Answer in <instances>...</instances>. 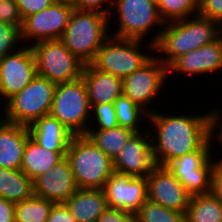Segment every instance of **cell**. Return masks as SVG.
I'll return each instance as SVG.
<instances>
[{"mask_svg":"<svg viewBox=\"0 0 222 222\" xmlns=\"http://www.w3.org/2000/svg\"><path fill=\"white\" fill-rule=\"evenodd\" d=\"M211 193L222 203V158L214 165L211 178Z\"/></svg>","mask_w":222,"mask_h":222,"instance_id":"74e56055","label":"cell"},{"mask_svg":"<svg viewBox=\"0 0 222 222\" xmlns=\"http://www.w3.org/2000/svg\"><path fill=\"white\" fill-rule=\"evenodd\" d=\"M108 18L109 27L117 25L115 31L109 29L110 35L118 38L143 41H145V37L149 36L150 39L151 36V40L148 41L153 45L157 42L160 32L165 25L155 0H112V8ZM112 18L113 20L116 19L114 21L118 24L112 25ZM154 30L157 31L154 33ZM153 33L154 35H152Z\"/></svg>","mask_w":222,"mask_h":222,"instance_id":"3957f363","label":"cell"},{"mask_svg":"<svg viewBox=\"0 0 222 222\" xmlns=\"http://www.w3.org/2000/svg\"><path fill=\"white\" fill-rule=\"evenodd\" d=\"M54 203L33 195L15 203V222H47Z\"/></svg>","mask_w":222,"mask_h":222,"instance_id":"83f0119b","label":"cell"},{"mask_svg":"<svg viewBox=\"0 0 222 222\" xmlns=\"http://www.w3.org/2000/svg\"><path fill=\"white\" fill-rule=\"evenodd\" d=\"M29 137L28 126L0 118V168L21 169Z\"/></svg>","mask_w":222,"mask_h":222,"instance_id":"d6986e66","label":"cell"},{"mask_svg":"<svg viewBox=\"0 0 222 222\" xmlns=\"http://www.w3.org/2000/svg\"><path fill=\"white\" fill-rule=\"evenodd\" d=\"M146 180L147 199L166 209L185 213L191 195L166 166L157 165Z\"/></svg>","mask_w":222,"mask_h":222,"instance_id":"2e32d148","label":"cell"},{"mask_svg":"<svg viewBox=\"0 0 222 222\" xmlns=\"http://www.w3.org/2000/svg\"><path fill=\"white\" fill-rule=\"evenodd\" d=\"M96 222H137L136 213L107 208Z\"/></svg>","mask_w":222,"mask_h":222,"instance_id":"d590c367","label":"cell"},{"mask_svg":"<svg viewBox=\"0 0 222 222\" xmlns=\"http://www.w3.org/2000/svg\"><path fill=\"white\" fill-rule=\"evenodd\" d=\"M0 103H1V102H0ZM0 106H3V105L0 104ZM0 115H2V111H1V110H0ZM0 118H1V116H0Z\"/></svg>","mask_w":222,"mask_h":222,"instance_id":"7bdbcfd3","label":"cell"},{"mask_svg":"<svg viewBox=\"0 0 222 222\" xmlns=\"http://www.w3.org/2000/svg\"><path fill=\"white\" fill-rule=\"evenodd\" d=\"M144 43L143 40L118 38L110 35L98 49L90 64L99 71L124 79L153 56L154 45L150 42L145 43L146 45ZM146 47L148 49L143 50Z\"/></svg>","mask_w":222,"mask_h":222,"instance_id":"8992f818","label":"cell"},{"mask_svg":"<svg viewBox=\"0 0 222 222\" xmlns=\"http://www.w3.org/2000/svg\"><path fill=\"white\" fill-rule=\"evenodd\" d=\"M30 137L49 151H67L72 134L58 119L43 116L28 126Z\"/></svg>","mask_w":222,"mask_h":222,"instance_id":"44dd1931","label":"cell"},{"mask_svg":"<svg viewBox=\"0 0 222 222\" xmlns=\"http://www.w3.org/2000/svg\"><path fill=\"white\" fill-rule=\"evenodd\" d=\"M33 195V181L21 169L0 168V197L17 203Z\"/></svg>","mask_w":222,"mask_h":222,"instance_id":"cb8c5ba5","label":"cell"},{"mask_svg":"<svg viewBox=\"0 0 222 222\" xmlns=\"http://www.w3.org/2000/svg\"><path fill=\"white\" fill-rule=\"evenodd\" d=\"M36 75L35 57L30 46L24 45L0 59L1 103L21 92Z\"/></svg>","mask_w":222,"mask_h":222,"instance_id":"4fadbf2b","label":"cell"},{"mask_svg":"<svg viewBox=\"0 0 222 222\" xmlns=\"http://www.w3.org/2000/svg\"><path fill=\"white\" fill-rule=\"evenodd\" d=\"M73 6L78 10L97 11L109 16L112 0H77Z\"/></svg>","mask_w":222,"mask_h":222,"instance_id":"8d00e7d4","label":"cell"},{"mask_svg":"<svg viewBox=\"0 0 222 222\" xmlns=\"http://www.w3.org/2000/svg\"><path fill=\"white\" fill-rule=\"evenodd\" d=\"M147 130L135 132L114 159L115 173L146 178L157 166L152 151V138Z\"/></svg>","mask_w":222,"mask_h":222,"instance_id":"5bb4252c","label":"cell"},{"mask_svg":"<svg viewBox=\"0 0 222 222\" xmlns=\"http://www.w3.org/2000/svg\"><path fill=\"white\" fill-rule=\"evenodd\" d=\"M56 1L65 2L73 5L77 0H56Z\"/></svg>","mask_w":222,"mask_h":222,"instance_id":"b9f144b4","label":"cell"},{"mask_svg":"<svg viewBox=\"0 0 222 222\" xmlns=\"http://www.w3.org/2000/svg\"><path fill=\"white\" fill-rule=\"evenodd\" d=\"M65 157L80 189H103L115 173L114 161L105 155L86 135H74Z\"/></svg>","mask_w":222,"mask_h":222,"instance_id":"5b68a950","label":"cell"},{"mask_svg":"<svg viewBox=\"0 0 222 222\" xmlns=\"http://www.w3.org/2000/svg\"><path fill=\"white\" fill-rule=\"evenodd\" d=\"M137 222H185V213L166 209L147 199L136 212Z\"/></svg>","mask_w":222,"mask_h":222,"instance_id":"f546056e","label":"cell"},{"mask_svg":"<svg viewBox=\"0 0 222 222\" xmlns=\"http://www.w3.org/2000/svg\"><path fill=\"white\" fill-rule=\"evenodd\" d=\"M183 109V114L173 111L168 115L165 110L161 114V109L149 114L148 129L157 165L167 166L174 159L198 150L214 134V110L197 115V109L192 114Z\"/></svg>","mask_w":222,"mask_h":222,"instance_id":"6da1fadb","label":"cell"},{"mask_svg":"<svg viewBox=\"0 0 222 222\" xmlns=\"http://www.w3.org/2000/svg\"><path fill=\"white\" fill-rule=\"evenodd\" d=\"M77 189L72 168L66 157L33 180L34 195L54 204L65 203Z\"/></svg>","mask_w":222,"mask_h":222,"instance_id":"ac0fdd59","label":"cell"},{"mask_svg":"<svg viewBox=\"0 0 222 222\" xmlns=\"http://www.w3.org/2000/svg\"><path fill=\"white\" fill-rule=\"evenodd\" d=\"M47 222H76L64 203L54 204L51 208Z\"/></svg>","mask_w":222,"mask_h":222,"instance_id":"f35d334b","label":"cell"},{"mask_svg":"<svg viewBox=\"0 0 222 222\" xmlns=\"http://www.w3.org/2000/svg\"><path fill=\"white\" fill-rule=\"evenodd\" d=\"M118 126L114 103L93 105L88 130H108Z\"/></svg>","mask_w":222,"mask_h":222,"instance_id":"4dcf8cb0","label":"cell"},{"mask_svg":"<svg viewBox=\"0 0 222 222\" xmlns=\"http://www.w3.org/2000/svg\"><path fill=\"white\" fill-rule=\"evenodd\" d=\"M222 108L220 107V111L219 109H217V107L214 110V133L217 139V145L220 144L217 151H219V155L222 156V154L220 153V148L222 147ZM219 142V143H218ZM222 149V148H221ZM222 158V157H221Z\"/></svg>","mask_w":222,"mask_h":222,"instance_id":"60d3db41","label":"cell"},{"mask_svg":"<svg viewBox=\"0 0 222 222\" xmlns=\"http://www.w3.org/2000/svg\"><path fill=\"white\" fill-rule=\"evenodd\" d=\"M66 152L46 150L29 137L24 150L21 171L33 181L61 161Z\"/></svg>","mask_w":222,"mask_h":222,"instance_id":"603a6c76","label":"cell"},{"mask_svg":"<svg viewBox=\"0 0 222 222\" xmlns=\"http://www.w3.org/2000/svg\"><path fill=\"white\" fill-rule=\"evenodd\" d=\"M82 79L88 91L90 106L114 103L123 94L122 79L112 74L97 70L91 64H85Z\"/></svg>","mask_w":222,"mask_h":222,"instance_id":"ffe728a7","label":"cell"},{"mask_svg":"<svg viewBox=\"0 0 222 222\" xmlns=\"http://www.w3.org/2000/svg\"><path fill=\"white\" fill-rule=\"evenodd\" d=\"M134 133L129 128L116 126L108 130H88L85 135L114 161Z\"/></svg>","mask_w":222,"mask_h":222,"instance_id":"d4e9b609","label":"cell"},{"mask_svg":"<svg viewBox=\"0 0 222 222\" xmlns=\"http://www.w3.org/2000/svg\"><path fill=\"white\" fill-rule=\"evenodd\" d=\"M220 72L222 73V35L205 46L179 56L168 66V76L177 73L187 79L191 77L190 80L196 76L198 78H206L209 75L212 77L214 74L219 76Z\"/></svg>","mask_w":222,"mask_h":222,"instance_id":"9a60e30c","label":"cell"},{"mask_svg":"<svg viewBox=\"0 0 222 222\" xmlns=\"http://www.w3.org/2000/svg\"><path fill=\"white\" fill-rule=\"evenodd\" d=\"M108 15L73 9L61 41L84 64H90L110 36Z\"/></svg>","mask_w":222,"mask_h":222,"instance_id":"277c9868","label":"cell"},{"mask_svg":"<svg viewBox=\"0 0 222 222\" xmlns=\"http://www.w3.org/2000/svg\"><path fill=\"white\" fill-rule=\"evenodd\" d=\"M214 147L217 148L215 133L198 150L180 156L166 166L191 196L211 192L212 171L220 158L219 154L215 155Z\"/></svg>","mask_w":222,"mask_h":222,"instance_id":"ba28073f","label":"cell"},{"mask_svg":"<svg viewBox=\"0 0 222 222\" xmlns=\"http://www.w3.org/2000/svg\"><path fill=\"white\" fill-rule=\"evenodd\" d=\"M198 14L222 25V0H199Z\"/></svg>","mask_w":222,"mask_h":222,"instance_id":"836d02e7","label":"cell"},{"mask_svg":"<svg viewBox=\"0 0 222 222\" xmlns=\"http://www.w3.org/2000/svg\"><path fill=\"white\" fill-rule=\"evenodd\" d=\"M185 222H222V203L211 192L191 196Z\"/></svg>","mask_w":222,"mask_h":222,"instance_id":"484cf974","label":"cell"},{"mask_svg":"<svg viewBox=\"0 0 222 222\" xmlns=\"http://www.w3.org/2000/svg\"><path fill=\"white\" fill-rule=\"evenodd\" d=\"M168 78V67L153 54L144 65L122 79L123 95L148 114L154 113L157 110L154 107H157L158 102H163L158 98L163 94V90L166 91V80L170 81ZM153 102L157 104L153 105Z\"/></svg>","mask_w":222,"mask_h":222,"instance_id":"30bf717a","label":"cell"},{"mask_svg":"<svg viewBox=\"0 0 222 222\" xmlns=\"http://www.w3.org/2000/svg\"><path fill=\"white\" fill-rule=\"evenodd\" d=\"M23 46L21 29L12 24L0 22V59Z\"/></svg>","mask_w":222,"mask_h":222,"instance_id":"1f68e13d","label":"cell"},{"mask_svg":"<svg viewBox=\"0 0 222 222\" xmlns=\"http://www.w3.org/2000/svg\"><path fill=\"white\" fill-rule=\"evenodd\" d=\"M36 72L54 84L67 83L82 77L84 63L60 40H44L30 45Z\"/></svg>","mask_w":222,"mask_h":222,"instance_id":"8fae6325","label":"cell"},{"mask_svg":"<svg viewBox=\"0 0 222 222\" xmlns=\"http://www.w3.org/2000/svg\"><path fill=\"white\" fill-rule=\"evenodd\" d=\"M114 108L118 126L129 128L135 132L146 130L142 124L148 123L149 114L127 96L123 94L118 96L114 100Z\"/></svg>","mask_w":222,"mask_h":222,"instance_id":"4316f807","label":"cell"},{"mask_svg":"<svg viewBox=\"0 0 222 222\" xmlns=\"http://www.w3.org/2000/svg\"><path fill=\"white\" fill-rule=\"evenodd\" d=\"M109 208L136 213L147 200V180L144 177H130L112 174L103 187Z\"/></svg>","mask_w":222,"mask_h":222,"instance_id":"e0dca14e","label":"cell"},{"mask_svg":"<svg viewBox=\"0 0 222 222\" xmlns=\"http://www.w3.org/2000/svg\"><path fill=\"white\" fill-rule=\"evenodd\" d=\"M0 22L12 24L22 28L23 19L19 13L16 0L0 1Z\"/></svg>","mask_w":222,"mask_h":222,"instance_id":"d6a6232c","label":"cell"},{"mask_svg":"<svg viewBox=\"0 0 222 222\" xmlns=\"http://www.w3.org/2000/svg\"><path fill=\"white\" fill-rule=\"evenodd\" d=\"M55 87L56 84L37 74L21 92L4 103L1 118L30 126L37 119L50 115Z\"/></svg>","mask_w":222,"mask_h":222,"instance_id":"52a82bcc","label":"cell"},{"mask_svg":"<svg viewBox=\"0 0 222 222\" xmlns=\"http://www.w3.org/2000/svg\"><path fill=\"white\" fill-rule=\"evenodd\" d=\"M222 35V25L217 21L195 15L165 22L154 54L167 67L179 56L217 40Z\"/></svg>","mask_w":222,"mask_h":222,"instance_id":"7a4b0ae2","label":"cell"},{"mask_svg":"<svg viewBox=\"0 0 222 222\" xmlns=\"http://www.w3.org/2000/svg\"><path fill=\"white\" fill-rule=\"evenodd\" d=\"M74 6L55 1L51 6L23 19L21 38L24 45L61 39ZM31 42V44H30Z\"/></svg>","mask_w":222,"mask_h":222,"instance_id":"7c38bea8","label":"cell"},{"mask_svg":"<svg viewBox=\"0 0 222 222\" xmlns=\"http://www.w3.org/2000/svg\"><path fill=\"white\" fill-rule=\"evenodd\" d=\"M164 22L198 15V0H155Z\"/></svg>","mask_w":222,"mask_h":222,"instance_id":"f1b7e54d","label":"cell"},{"mask_svg":"<svg viewBox=\"0 0 222 222\" xmlns=\"http://www.w3.org/2000/svg\"><path fill=\"white\" fill-rule=\"evenodd\" d=\"M76 222H96L108 208L102 189H80L64 203Z\"/></svg>","mask_w":222,"mask_h":222,"instance_id":"7402d4cb","label":"cell"},{"mask_svg":"<svg viewBox=\"0 0 222 222\" xmlns=\"http://www.w3.org/2000/svg\"><path fill=\"white\" fill-rule=\"evenodd\" d=\"M50 115L58 119L74 135L87 133L91 106L82 77L75 81L56 84Z\"/></svg>","mask_w":222,"mask_h":222,"instance_id":"9c48e42d","label":"cell"},{"mask_svg":"<svg viewBox=\"0 0 222 222\" xmlns=\"http://www.w3.org/2000/svg\"><path fill=\"white\" fill-rule=\"evenodd\" d=\"M56 0H16L22 19L51 6Z\"/></svg>","mask_w":222,"mask_h":222,"instance_id":"e575fe53","label":"cell"},{"mask_svg":"<svg viewBox=\"0 0 222 222\" xmlns=\"http://www.w3.org/2000/svg\"><path fill=\"white\" fill-rule=\"evenodd\" d=\"M0 222H15V203L0 197Z\"/></svg>","mask_w":222,"mask_h":222,"instance_id":"ab89813d","label":"cell"}]
</instances>
